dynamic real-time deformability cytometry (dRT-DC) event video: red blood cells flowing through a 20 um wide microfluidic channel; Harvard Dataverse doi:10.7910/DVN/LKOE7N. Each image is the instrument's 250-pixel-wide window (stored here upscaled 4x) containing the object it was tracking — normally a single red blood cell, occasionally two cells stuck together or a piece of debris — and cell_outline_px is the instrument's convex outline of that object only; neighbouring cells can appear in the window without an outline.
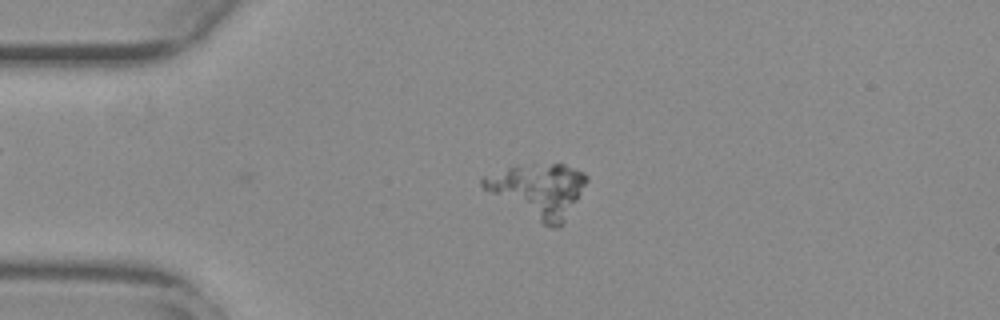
{"species": "common noctule bat (a hibernating species)", "species_latin": "Nyctalus noctula", "temperature_condition": "warm", "stored_images_in_passage": 2, "camera_frame_rate_fps": 3000, "um_per_image_px": 0.085, "animal": {"sex": "female", "body_mass_g": 29.2, "forearm_length_mm": 56.3}, "frame": {"image": 1, "passage_image": 2, "time_ms": 0.333, "image_size_px": [1000, 320], "cell_outline_px": [[588, 180], [564, 220], [556, 228], [548, 228], [484, 188], [480, 184], [480, 176], [508, 168], [552, 164], [564, 164], [584, 172], [588, 176]], "centroid_in_image_um": [45.77, 16.17], "position_along_channel_um": 39.2, "area_um2": 31.27}}